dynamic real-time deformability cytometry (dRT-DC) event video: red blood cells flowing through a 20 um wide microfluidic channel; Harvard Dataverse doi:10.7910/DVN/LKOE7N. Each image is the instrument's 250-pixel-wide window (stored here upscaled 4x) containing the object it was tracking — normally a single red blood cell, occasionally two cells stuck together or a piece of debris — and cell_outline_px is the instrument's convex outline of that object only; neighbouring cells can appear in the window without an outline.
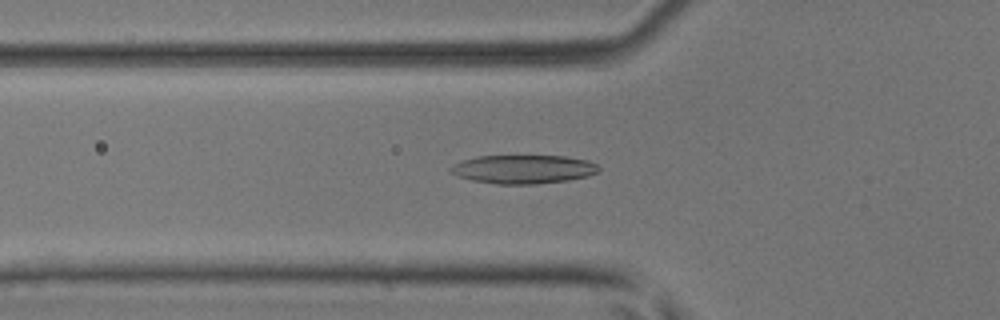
{"species": "common noctule bat (a hibernating species)", "species_latin": "Nyctalus noctula", "temperature_condition": "room temperature", "stored_images_in_passage": 47, "camera_frame_rate_fps": 3000, "um_per_image_px": 0.085, "animal": {"sex": "male", "body_mass_g": 17.9, "forearm_length_mm": 54.2}, "frame": {"image": 1, "passage_image": 17, "time_ms": 5.333, "image_size_px": [1000, 320], "cell_outline_px": [[600, 172], [588, 176], [568, 180], [536, 184], [496, 184], [472, 180], [460, 176], [452, 172], [448, 168], [464, 160], [480, 156], [564, 156], [588, 160], [596, 164], [600, 168]], "centroid_in_image_um": [44.55, 14.39], "position_along_channel_um": 81.2, "area_um2": 24.57}}
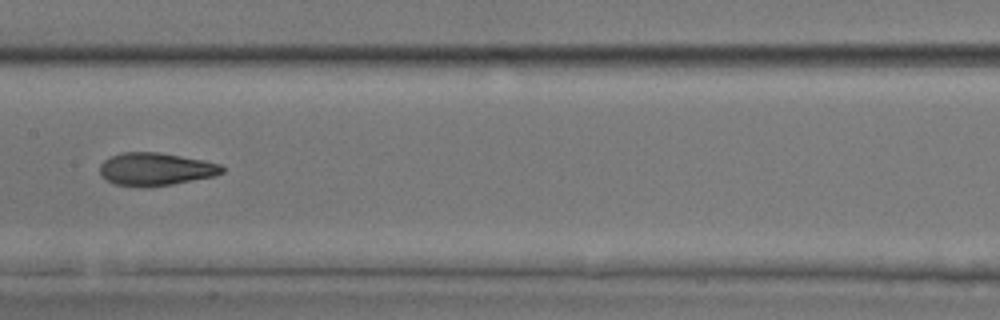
{"frame": {"image": 2, "passage_image": 25, "time_ms": 8.0, "image_size_px": [1000, 320], "cell_outline_px": [[224, 172], [216, 176], [172, 184], [144, 188], [112, 184], [100, 176], [100, 164], [104, 160], [120, 152], [160, 152], [204, 160], [220, 164], [224, 168]], "centroid_in_image_um": [13.21, 14.39], "position_along_channel_um": 194.2, "area_um2": 23.76}}
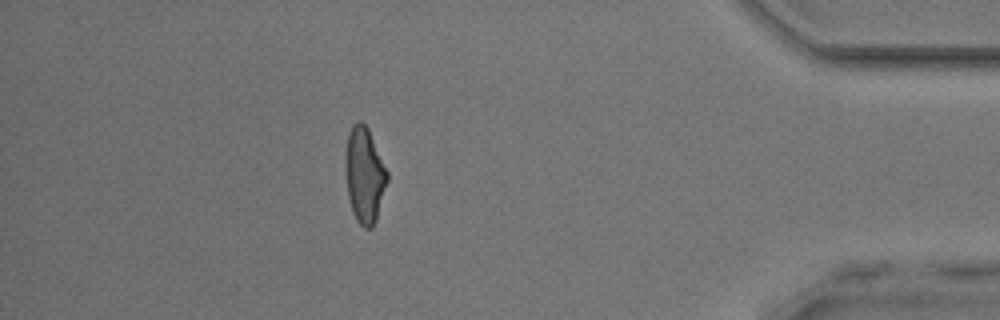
{"frame": {"image": 3, "passage_image": 43, "time_ms": 14.0, "image_size_px": [1000, 320], "cell_outline_px": [[388, 180], [376, 220], [372, 228], [364, 228], [356, 220], [352, 212], [348, 196], [344, 160], [344, 156], [348, 132], [352, 124], [356, 120], [360, 120], [368, 128], [388, 172]], "centroid_in_image_um": [30.96, 14.85], "position_along_channel_um": 404.2, "area_um2": 23.52}, "authors_computed_cell_mechanics": {"area_um2": 23.5246, "velocity_mm_per_s": 4.2229, "shape_relaxation_time_tau1_ms": 4.1707, "shape_relaxation_time_tau2_ms": 1.2911, "deformation_change_tau1": 0.1841, "deformation_change_tau2": 0.0736}}